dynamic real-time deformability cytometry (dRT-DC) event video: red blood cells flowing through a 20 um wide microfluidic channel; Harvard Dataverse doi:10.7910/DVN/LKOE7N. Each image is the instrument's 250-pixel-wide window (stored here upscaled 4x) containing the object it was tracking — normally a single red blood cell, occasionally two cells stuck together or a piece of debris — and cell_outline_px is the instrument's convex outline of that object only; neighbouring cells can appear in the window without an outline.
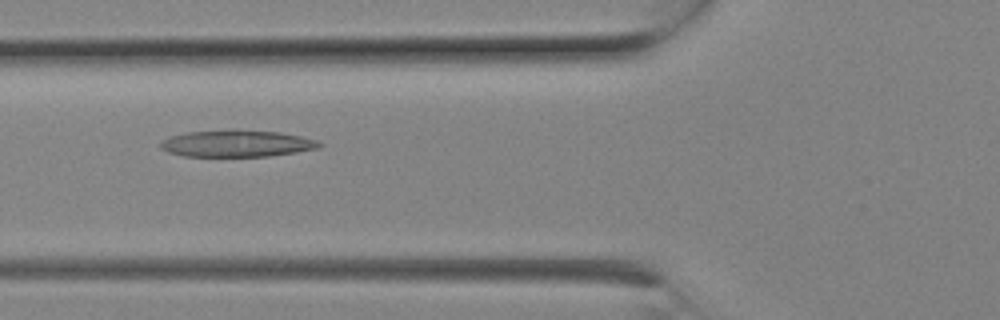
{"species": "Egyptian fruit bat (a non-hibernating species)", "species_latin": "Rousettus aegyptiacus", "temperature_condition": "room temperature", "stored_images_in_passage": 4, "camera_frame_rate_fps": 3000, "um_per_image_px": 0.085, "animal": {"sex": "female"}, "frame": {"image": 1, "passage_image": 3, "time_ms": 0.667, "image_size_px": [1000, 320], "cell_outline_px": [[324, 144], [320, 148], [296, 152], [268, 156], [184, 156], [168, 152], [160, 148], [160, 140], [168, 136], [188, 132], [280, 132], [300, 136], [316, 140]], "centroid_in_image_um": [20.12, 12.23], "position_along_channel_um": 105.7, "area_um2": 23.93}}
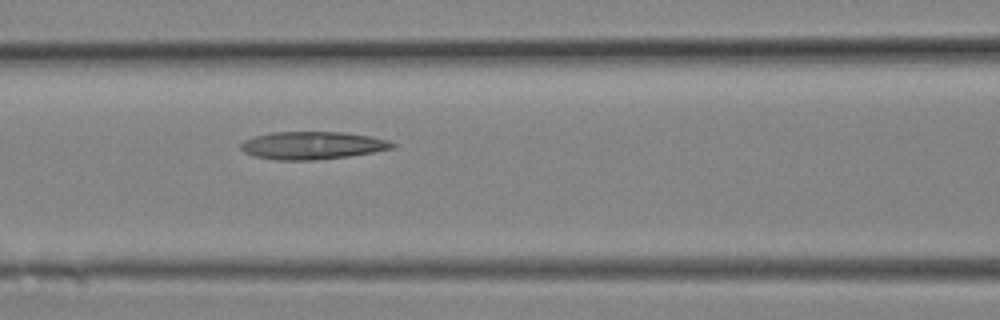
{"frame": {"image": 2, "passage_image": 4, "time_ms": 1.0, "image_size_px": [1000, 320], "cell_outline_px": [[396, 148], [348, 156], [316, 160], [276, 160], [252, 156], [244, 152], [240, 148], [240, 144], [244, 140], [256, 136], [272, 132], [344, 132], [368, 136], [388, 140], [396, 144]], "centroid_in_image_um": [26.53, 12.36], "position_along_channel_um": 140.1, "area_um2": 24.51}}